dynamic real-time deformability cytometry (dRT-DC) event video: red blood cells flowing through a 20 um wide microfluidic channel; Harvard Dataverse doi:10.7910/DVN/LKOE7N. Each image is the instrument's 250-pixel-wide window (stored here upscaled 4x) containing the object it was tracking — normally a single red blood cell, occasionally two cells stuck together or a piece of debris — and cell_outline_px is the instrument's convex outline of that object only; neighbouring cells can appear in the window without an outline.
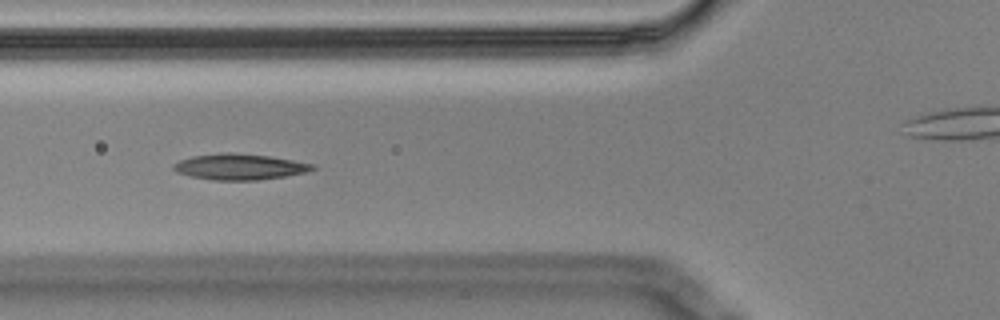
{"species": "Egyptian fruit bat (a non-hibernating species)", "species_latin": "Rousettus aegyptiacus", "temperature_condition": "cold", "stored_images_in_passage": 10, "camera_frame_rate_fps": 3000, "um_per_image_px": 0.085, "animal": {"sex": "male"}, "frame": {"image": 1, "passage_image": 6, "time_ms": 1.667, "image_size_px": [1000, 320], "cell_outline_px": [[316, 168], [304, 172], [284, 176], [256, 180], [212, 180], [192, 176], [176, 172], [172, 168], [172, 164], [180, 160], [192, 156], [220, 152], [232, 152], [268, 156], [316, 164]], "centroid_in_image_um": [20.33, 14.16], "position_along_channel_um": 105.5, "area_um2": 20.92}}
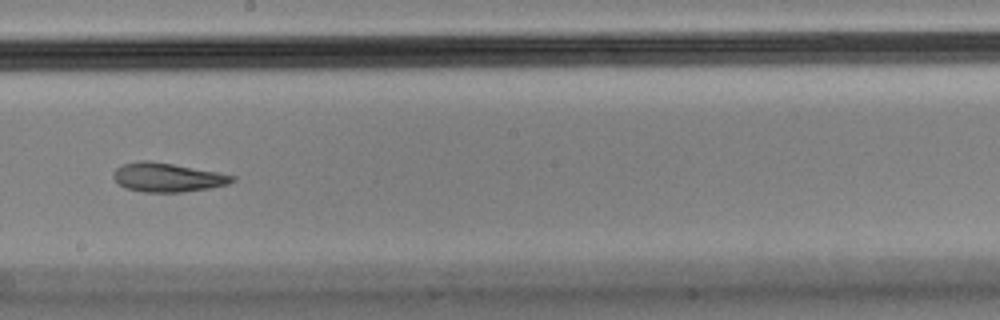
{"frame": {"image": 2, "passage_image": 9, "time_ms": 2.667, "image_size_px": [1000, 320], "cell_outline_px": [[236, 180], [228, 184], [208, 188], [180, 192], [144, 192], [124, 188], [112, 176], [112, 172], [120, 164], [140, 160], [148, 160], [172, 164], [216, 172], [236, 176]], "centroid_in_image_um": [14.18, 15.07], "position_along_channel_um": 234.0, "area_um2": 20.0}}